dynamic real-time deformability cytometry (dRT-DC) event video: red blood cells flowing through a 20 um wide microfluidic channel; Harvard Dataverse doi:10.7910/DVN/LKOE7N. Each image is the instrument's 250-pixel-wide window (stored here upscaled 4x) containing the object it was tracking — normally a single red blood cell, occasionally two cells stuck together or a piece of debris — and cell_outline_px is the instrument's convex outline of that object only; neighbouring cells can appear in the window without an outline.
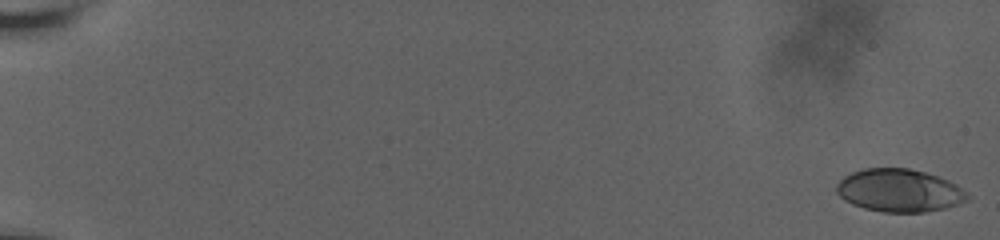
{"species": "human", "species_latin": "Homo sapiens", "temperature_condition": "room temperature", "stored_images_in_passage": 14, "camera_frame_rate_fps": 3000, "um_per_image_px": 0.085, "donor": {"sex": "male"}, "frame": {"image": 1, "passage_image": 1, "time_ms": 0.0, "image_size_px": [1000, 240], "cell_outline_px": [[968, 200], [944, 208], [924, 212], [884, 212], [864, 208], [852, 204], [844, 200], [836, 192], [836, 184], [844, 176], [852, 172], [864, 168], [908, 168], [924, 172], [948, 180], [956, 184], [968, 192]], "centroid_in_image_um": [76.42, 16.19], "position_along_channel_um": 8.6, "area_um2": 32.6}}